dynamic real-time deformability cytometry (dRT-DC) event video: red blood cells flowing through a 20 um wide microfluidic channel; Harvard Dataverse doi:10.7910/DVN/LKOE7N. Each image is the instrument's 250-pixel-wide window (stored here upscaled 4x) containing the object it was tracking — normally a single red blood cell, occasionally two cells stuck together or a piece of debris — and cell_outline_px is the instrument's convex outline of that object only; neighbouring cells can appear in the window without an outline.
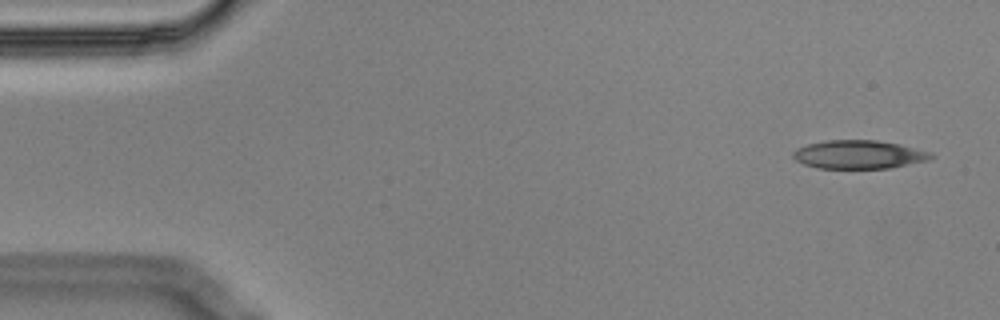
{"species": "Egyptian fruit bat (a non-hibernating species)", "species_latin": "Rousettus aegyptiacus", "temperature_condition": "cold", "stored_images_in_passage": 6, "camera_frame_rate_fps": 3000, "um_per_image_px": 0.085, "animal": {"sex": "male"}, "frame": {"image": 1, "passage_image": 1, "time_ms": 0.0, "image_size_px": [1000, 320], "cell_outline_px": [[936, 156], [928, 160], [888, 168], [820, 168], [804, 164], [796, 160], [792, 156], [792, 152], [796, 148], [808, 144], [828, 140], [876, 140], [900, 144], [932, 152]], "centroid_in_image_um": [73.01, 13.13], "position_along_channel_um": 12.0, "area_um2": 22.83}}
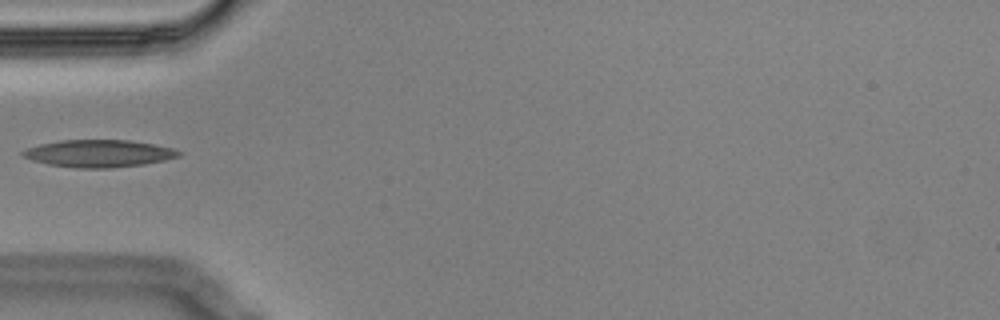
{"frame": {"image": 2, "passage_image": 5, "time_ms": 1.333, "image_size_px": [1000, 320], "cell_outline_px": [[184, 152], [180, 156], [164, 160], [144, 164], [112, 168], [76, 168], [48, 164], [32, 160], [24, 156], [20, 152], [28, 148], [40, 144], [60, 140], [128, 140], [152, 144], [172, 148]], "centroid_in_image_um": [8.41, 13.05], "position_along_channel_um": 76.6, "area_um2": 24.74}}
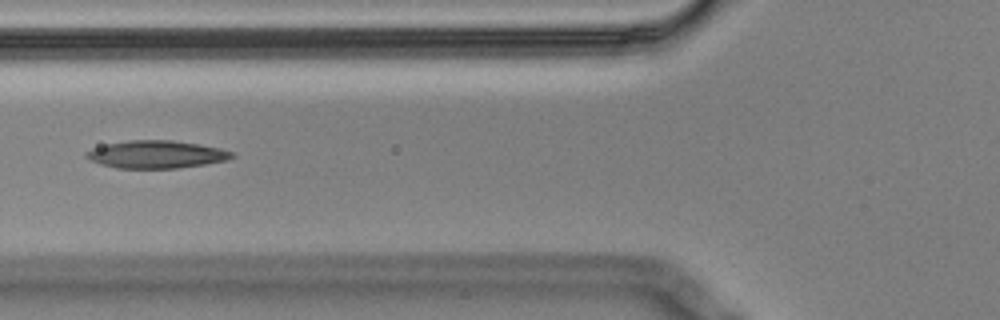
{"frame": {"image": 3, "passage_image": 6, "time_ms": 1.667, "image_size_px": [1000, 320], "cell_outline_px": [[236, 156], [228, 160], [204, 164], [176, 168], [116, 168], [100, 164], [88, 160], [84, 156], [84, 152], [92, 148], [108, 144], [128, 140], [172, 140], [200, 144], [220, 148], [236, 152]], "centroid_in_image_um": [13.29, 13.12], "position_along_channel_um": 112.5, "area_um2": 23.7}}